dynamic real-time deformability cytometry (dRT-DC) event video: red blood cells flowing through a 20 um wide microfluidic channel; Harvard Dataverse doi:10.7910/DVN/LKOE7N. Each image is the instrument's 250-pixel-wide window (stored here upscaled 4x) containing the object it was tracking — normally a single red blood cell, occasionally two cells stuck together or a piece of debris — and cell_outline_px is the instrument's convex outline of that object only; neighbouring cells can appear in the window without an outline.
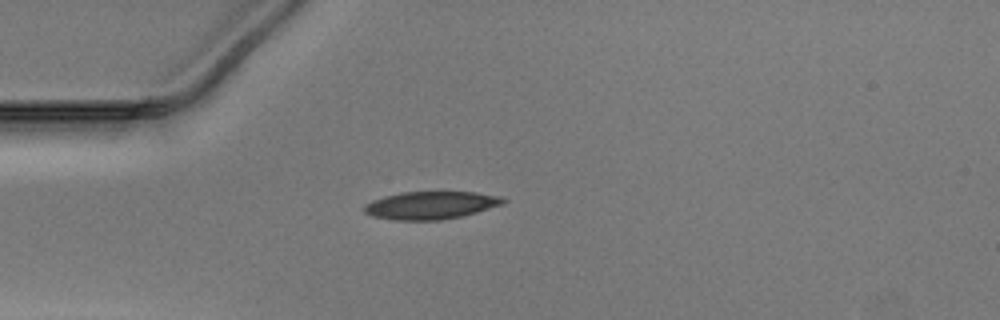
{"species": "Egyptian fruit bat (a non-hibernating species)", "species_latin": "Rousettus aegyptiacus", "temperature_condition": "warm", "stored_images_in_passage": 38, "camera_frame_rate_fps": 3000, "um_per_image_px": 0.085, "animal": {"sex": "male"}, "frame": {"image": 1, "passage_image": 1, "time_ms": 0.0, "image_size_px": [1000, 320], "cell_outline_px": [[508, 200], [504, 204], [476, 212], [460, 216], [440, 220], [396, 220], [376, 216], [364, 212], [364, 204], [372, 200], [384, 196], [400, 192], [476, 192], [500, 196]], "centroid_in_image_um": [36.64, 17.43], "position_along_channel_um": 48.4, "area_um2": 22.37}}
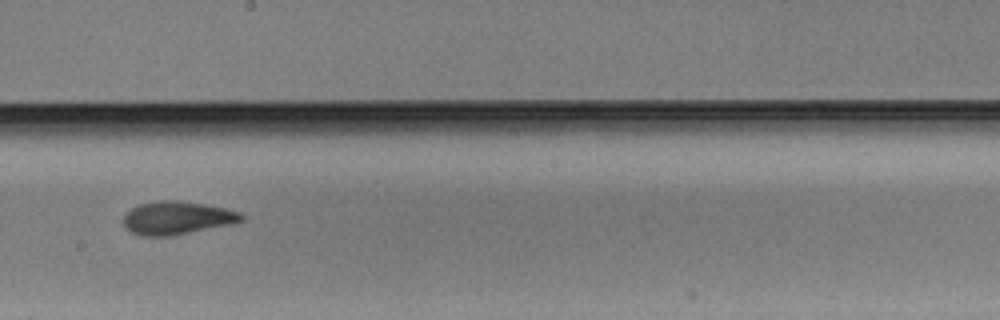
{"frame": {"image": 2, "passage_image": 16, "time_ms": 5.0, "image_size_px": [1000, 320], "cell_outline_px": [[244, 220], [232, 224], [172, 236], [140, 236], [132, 232], [124, 224], [124, 212], [136, 204], [160, 200], [180, 200], [204, 204], [224, 208], [240, 212], [244, 216]], "centroid_in_image_um": [15.03, 18.51], "position_along_channel_um": 233.2, "area_um2": 23.0}}
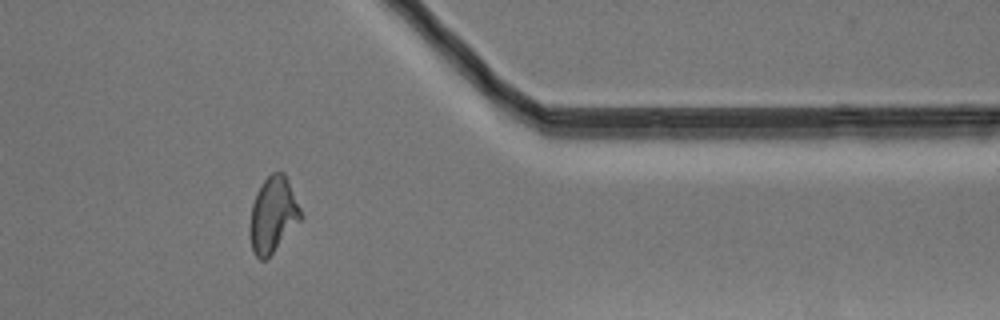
{"frame": {"image": 3, "passage_image": 29, "time_ms": 9.333, "image_size_px": [1000, 320], "cell_outline_px": [[304, 216], [272, 252], [264, 260], [260, 260], [252, 252], [248, 232], [248, 228], [252, 204], [256, 192], [264, 180], [272, 172], [284, 172], [288, 180]], "centroid_in_image_um": [23.17, 18.25], "position_along_channel_um": 388.2, "area_um2": 22.43}}